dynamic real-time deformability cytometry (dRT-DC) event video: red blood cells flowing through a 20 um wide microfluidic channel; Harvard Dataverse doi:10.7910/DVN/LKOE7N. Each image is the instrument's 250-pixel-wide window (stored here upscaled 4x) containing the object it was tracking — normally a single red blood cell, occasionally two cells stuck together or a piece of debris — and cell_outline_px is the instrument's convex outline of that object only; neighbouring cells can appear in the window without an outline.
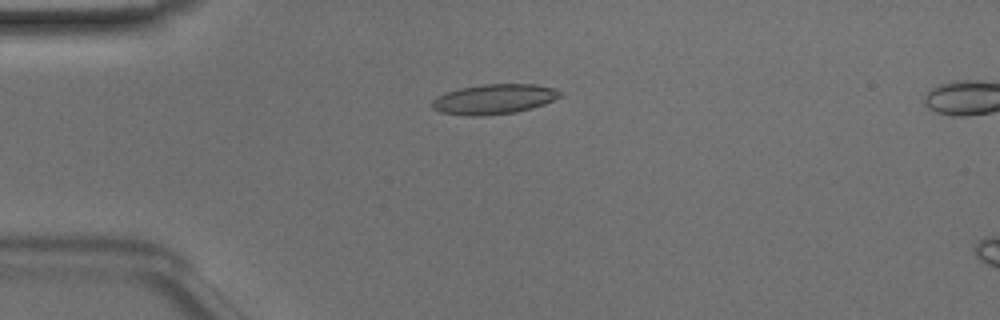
{"species": "Egyptian fruit bat (a non-hibernating species)", "species_latin": "Rousettus aegyptiacus", "temperature_condition": "room temperature", "stored_images_in_passage": 49, "camera_frame_rate_fps": 3000, "um_per_image_px": 0.085, "animal": {"sex": "male"}, "frame": {"image": 1, "passage_image": 12, "time_ms": 3.667, "image_size_px": [1000, 320], "cell_outline_px": [[560, 96], [544, 104], [532, 108], [516, 112], [484, 116], [468, 116], [440, 112], [432, 108], [432, 100], [436, 96], [460, 88], [484, 84], [536, 84], [552, 88], [560, 92]], "centroid_in_image_um": [41.95, 8.43], "position_along_channel_um": 43.0, "area_um2": 22.25}}
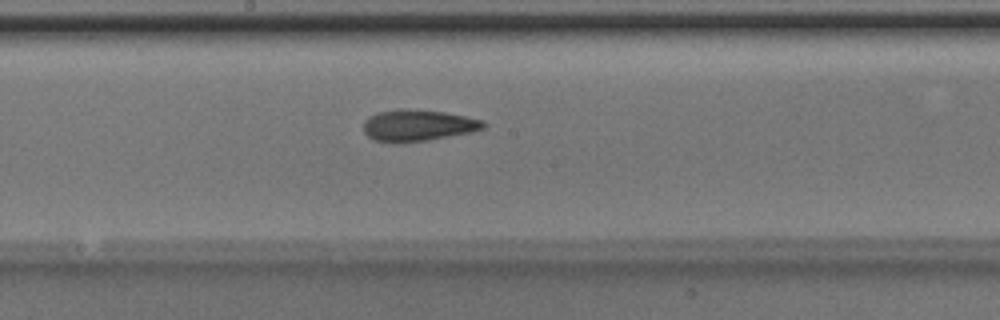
{"frame": {"image": 2, "passage_image": 26, "time_ms": 8.333, "image_size_px": [1000, 320], "cell_outline_px": [[488, 124], [484, 128], [472, 132], [428, 140], [400, 144], [396, 144], [372, 140], [364, 132], [364, 120], [368, 116], [376, 112], [408, 108], [444, 112], [484, 120]], "centroid_in_image_um": [35.5, 10.67], "position_along_channel_um": 212.7, "area_um2": 22.43}}
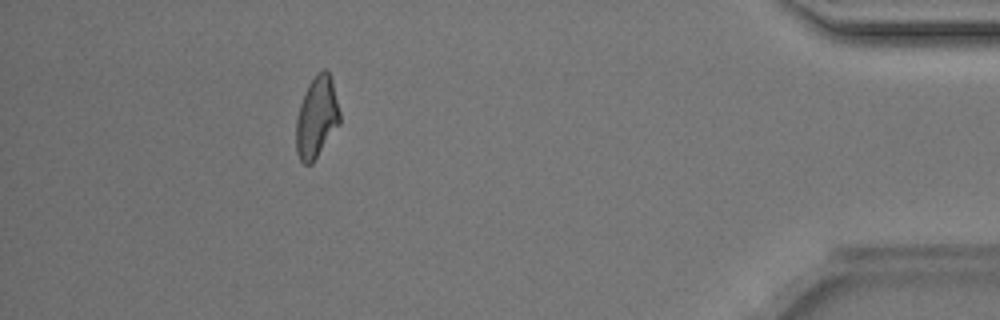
{"frame": {"image": 3, "passage_image": 44, "time_ms": 14.333, "image_size_px": [1000, 320], "cell_outline_px": [[340, 124], [312, 164], [304, 164], [300, 160], [296, 152], [296, 120], [300, 104], [304, 92], [308, 84], [316, 72], [324, 68], [328, 72], [332, 80], [340, 112]], "centroid_in_image_um": [26.91, 9.96], "position_along_channel_um": 408.3, "area_um2": 20.87}, "authors_computed_cell_mechanics": {"area_um2": 21.5016, "velocity_mm_per_s": 4.1372, "shape_relaxation_time_tau1_ms": 6.3523, "shape_relaxation_time_tau2_ms": 4.1133, "deformation_change_tau1": 0.1694, "deformation_change_tau2": 0.1471}}